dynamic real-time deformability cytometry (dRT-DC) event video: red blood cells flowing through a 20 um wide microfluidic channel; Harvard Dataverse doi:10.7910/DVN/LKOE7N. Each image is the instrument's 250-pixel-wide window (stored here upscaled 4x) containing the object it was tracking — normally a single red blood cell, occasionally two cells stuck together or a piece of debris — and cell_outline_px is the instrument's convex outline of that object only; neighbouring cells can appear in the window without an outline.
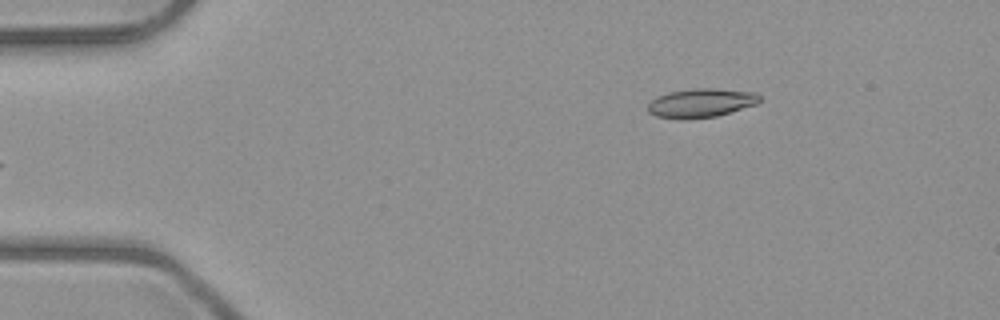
{"species": "common noctule bat (a hibernating species)", "species_latin": "Nyctalus noctula", "temperature_condition": "room temperature", "stored_images_in_passage": 6, "camera_frame_rate_fps": 3000, "um_per_image_px": 0.085, "animal": {"sex": "male", "body_mass_g": 23.1, "forearm_length_mm": 52.7}, "frame": {"image": 1, "passage_image": 6, "time_ms": 5.667, "image_size_px": [1000, 320], "cell_outline_px": [[760, 100], [756, 104], [716, 116], [684, 120], [680, 120], [656, 116], [648, 112], [648, 104], [656, 96], [668, 92], [696, 88], [712, 88], [756, 92], [760, 96]], "centroid_in_image_um": [59.55, 8.75], "position_along_channel_um": 25.5, "area_um2": 18.9}}